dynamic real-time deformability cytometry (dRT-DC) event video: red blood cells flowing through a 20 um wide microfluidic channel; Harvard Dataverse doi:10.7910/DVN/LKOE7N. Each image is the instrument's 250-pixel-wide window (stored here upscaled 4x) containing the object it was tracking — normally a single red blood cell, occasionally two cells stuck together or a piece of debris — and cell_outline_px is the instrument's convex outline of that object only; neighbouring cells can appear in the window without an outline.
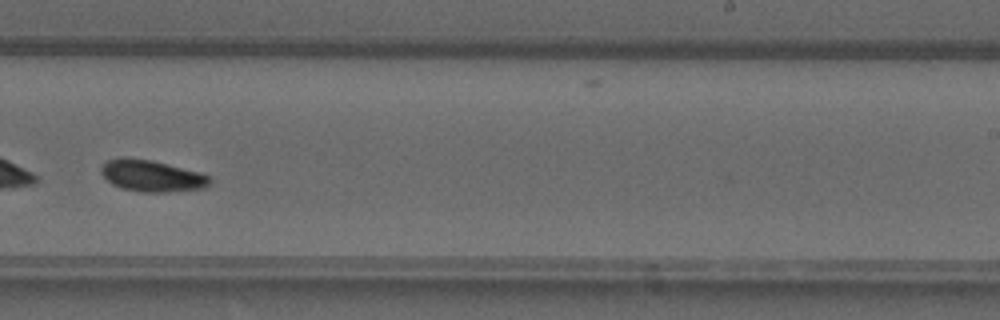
{"species": "common noctule bat (a hibernating species)", "species_latin": "Nyctalus noctula", "temperature_condition": "warm", "stored_images_in_passage": 36, "camera_frame_rate_fps": 3000, "um_per_image_px": 0.085, "animal": {"sex": "male", "forearm_length_mm": 52.5}, "frame": {"image": 1, "passage_image": 21, "time_ms": 6.667, "image_size_px": [1000, 320], "cell_outline_px": [[208, 180], [204, 184], [188, 188], [128, 188], [116, 184], [104, 172], [104, 168], [112, 160], [144, 160], [192, 172], [204, 176]], "centroid_in_image_um": [12.83, 14.9], "position_along_channel_um": 276.2, "area_um2": 15.55}}